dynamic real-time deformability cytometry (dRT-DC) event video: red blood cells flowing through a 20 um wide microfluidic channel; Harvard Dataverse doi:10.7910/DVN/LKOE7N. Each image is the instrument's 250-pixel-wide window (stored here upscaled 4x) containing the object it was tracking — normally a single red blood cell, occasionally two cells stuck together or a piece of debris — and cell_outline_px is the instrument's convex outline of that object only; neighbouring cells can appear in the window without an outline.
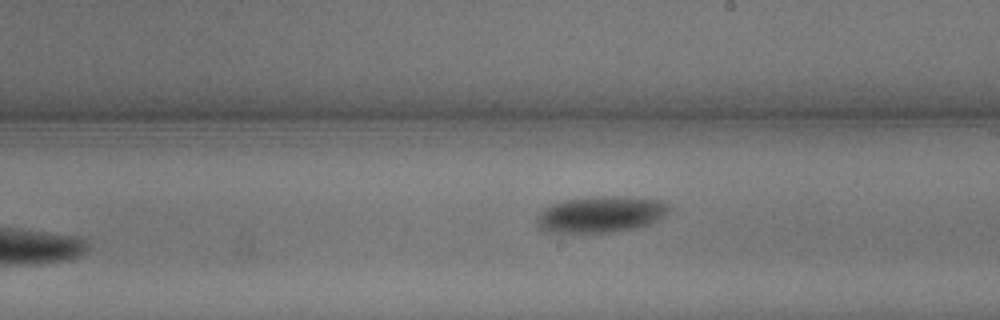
{"species": "common noctule bat (a hibernating species)", "species_latin": "Nyctalus noctula", "temperature_condition": "warm", "stored_images_in_passage": 15, "camera_frame_rate_fps": 3000, "um_per_image_px": 0.085, "animal": {"sex": "male", "body_mass_g": 13.3}, "frame": {"image": 1, "passage_image": 15, "time_ms": 4.667, "image_size_px": [1000, 320], "cell_outline_px": [[668, 212], [652, 224], [636, 228], [612, 232], [580, 236], [544, 232], [536, 224], [536, 216], [544, 208], [552, 204], [564, 200], [596, 196], [612, 196], [660, 200], [668, 204]], "centroid_in_image_um": [50.97, 18.28], "position_along_channel_um": 238.0, "area_um2": 28.9}}